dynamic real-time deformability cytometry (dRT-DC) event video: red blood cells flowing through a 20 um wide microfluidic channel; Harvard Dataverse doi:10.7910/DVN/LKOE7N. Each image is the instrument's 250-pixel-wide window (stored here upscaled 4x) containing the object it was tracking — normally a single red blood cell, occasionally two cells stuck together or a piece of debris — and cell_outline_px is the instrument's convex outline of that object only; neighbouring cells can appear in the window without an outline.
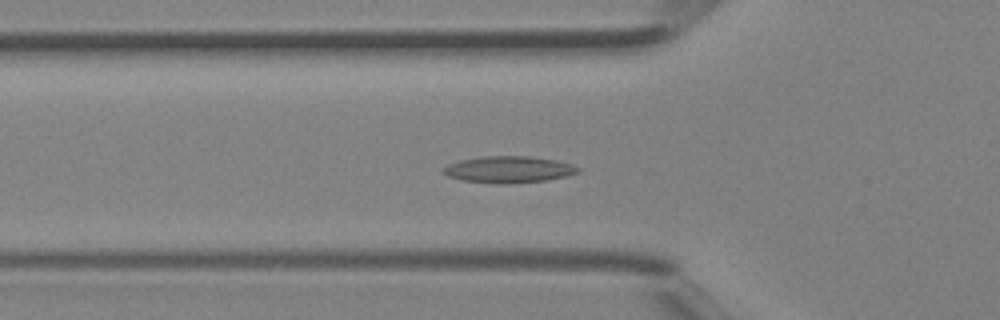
{"species": "Egyptian fruit bat (a non-hibernating species)", "species_latin": "Rousettus aegyptiacus", "temperature_condition": "room temperature", "stored_images_in_passage": 30, "camera_frame_rate_fps": 3000, "um_per_image_px": 0.085, "animal": {"sex": "female"}, "frame": {"image": 1, "passage_image": 3, "time_ms": 0.667, "image_size_px": [1000, 320], "cell_outline_px": [[580, 172], [568, 176], [544, 180], [500, 184], [460, 180], [448, 176], [440, 172], [440, 168], [448, 164], [460, 160], [480, 156], [528, 156], [556, 160], [572, 164], [580, 168]], "centroid_in_image_um": [43.19, 14.4], "position_along_channel_um": 82.6, "area_um2": 21.04}}
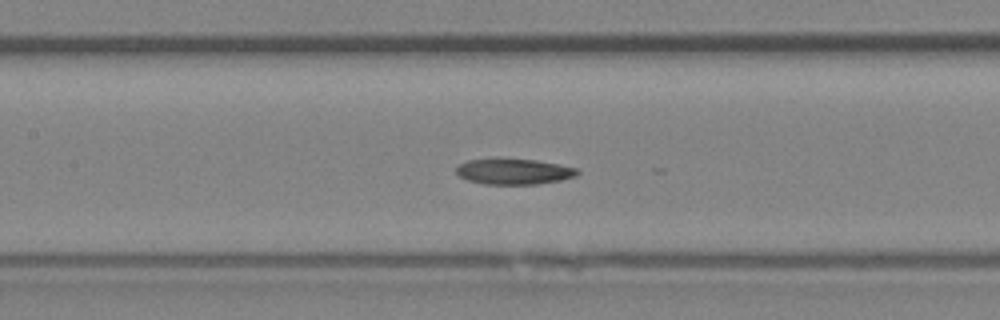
{"frame": {"image": 2, "passage_image": 8, "time_ms": 2.333, "image_size_px": [1000, 320], "cell_outline_px": [[580, 172], [576, 176], [560, 180], [536, 184], [484, 184], [468, 180], [460, 176], [456, 172], [456, 168], [460, 164], [468, 160], [496, 156], [536, 160], [560, 164], [576, 168]], "centroid_in_image_um": [43.65, 14.54], "position_along_channel_um": 163.7, "area_um2": 18.67}}
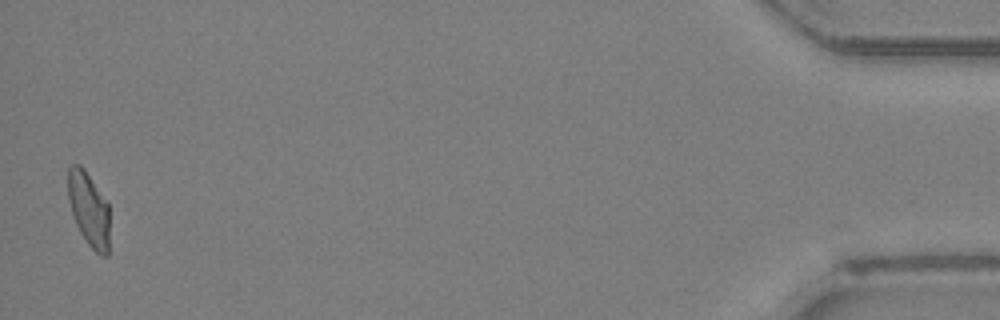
{"frame": {"image": 3, "passage_image": 30, "time_ms": 9.667, "image_size_px": [1000, 320], "cell_outline_px": [[108, 256], [100, 256], [88, 244], [80, 232], [72, 216], [68, 200], [68, 168], [72, 164], [80, 164], [84, 168], [108, 200]], "centroid_in_image_um": [7.54, 17.75], "position_along_channel_um": 427.7, "area_um2": 18.21}}